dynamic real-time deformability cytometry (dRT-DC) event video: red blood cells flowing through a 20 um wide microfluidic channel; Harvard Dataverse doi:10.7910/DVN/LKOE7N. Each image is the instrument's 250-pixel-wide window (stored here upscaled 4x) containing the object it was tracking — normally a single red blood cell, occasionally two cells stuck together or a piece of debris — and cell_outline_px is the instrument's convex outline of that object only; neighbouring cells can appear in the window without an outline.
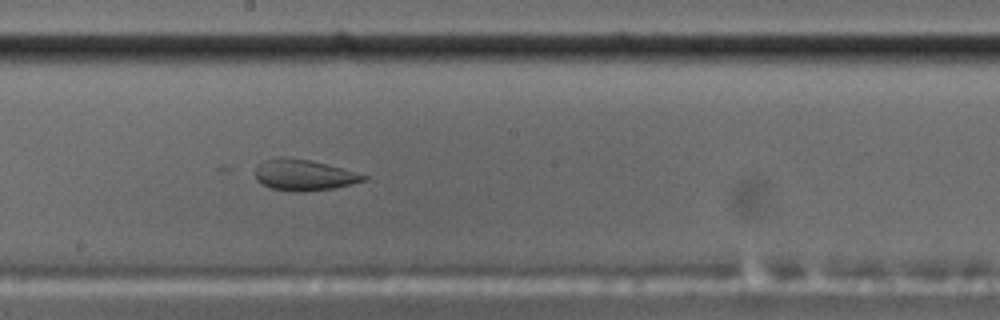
{"species": "common noctule bat (a hibernating species)", "species_latin": "Nyctalus noctula", "temperature_condition": "cold", "stored_images_in_passage": 27, "camera_frame_rate_fps": 3000, "um_per_image_px": 0.085, "animal": {"sex": "male", "body_mass_g": 17.5, "forearm_length_mm": 52.3}, "frame": {"image": 1, "passage_image": 19, "time_ms": 6.0, "image_size_px": [1000, 320], "cell_outline_px": [[368, 180], [332, 188], [300, 192], [292, 192], [272, 188], [260, 184], [256, 180], [256, 164], [264, 160], [276, 156], [288, 156], [308, 160], [340, 168], [368, 176]], "centroid_in_image_um": [25.75, 14.87], "position_along_channel_um": 222.5, "area_um2": 19.59}}